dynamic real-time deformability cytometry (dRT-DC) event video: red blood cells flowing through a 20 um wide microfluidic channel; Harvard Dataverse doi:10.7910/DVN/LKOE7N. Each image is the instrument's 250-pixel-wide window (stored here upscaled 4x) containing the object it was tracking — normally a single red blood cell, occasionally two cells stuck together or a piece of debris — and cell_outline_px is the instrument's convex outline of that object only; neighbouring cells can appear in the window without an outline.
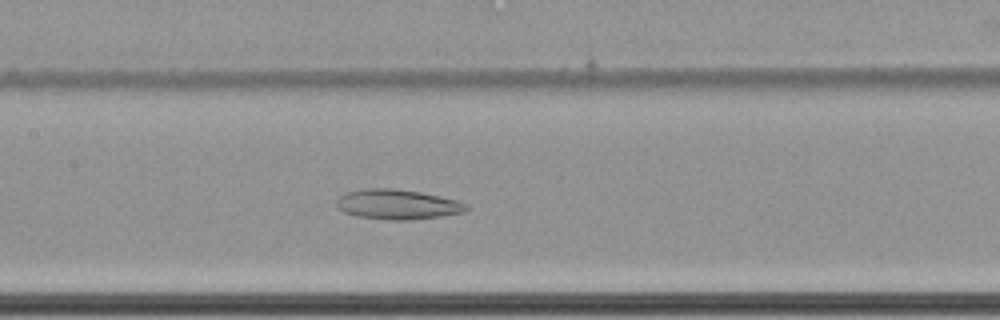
{"species": "common noctule bat (a hibernating species)", "species_latin": "Nyctalus noctula", "temperature_condition": "cold", "stored_images_in_passage": 66, "camera_frame_rate_fps": 3000, "um_per_image_px": 0.085, "animal": {"sex": "female", "body_mass_g": 22.7, "forearm_length_mm": 54.2}, "frame": {"image": 1, "passage_image": 36, "time_ms": 11.667, "image_size_px": [1000, 320], "cell_outline_px": [[468, 208], [464, 212], [440, 216], [408, 220], [392, 220], [356, 216], [344, 212], [336, 208], [336, 200], [340, 196], [348, 192], [364, 188], [392, 188], [420, 192], [440, 196], [456, 200], [468, 204]], "centroid_in_image_um": [33.76, 17.37], "position_along_channel_um": 173.6, "area_um2": 22.6}}
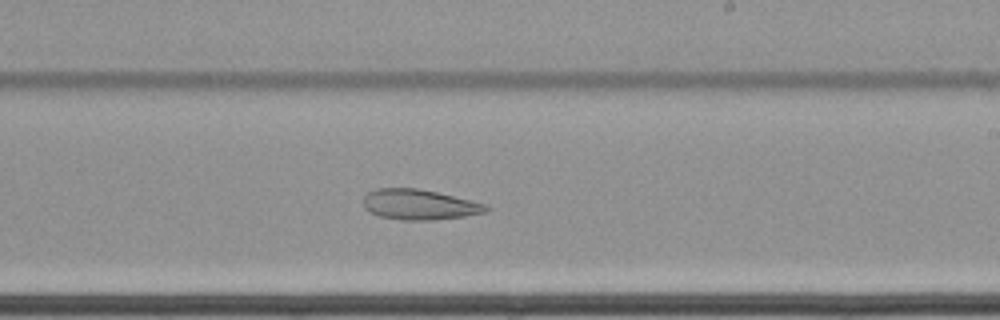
{"frame": {"image": 2, "passage_image": 43, "time_ms": 14.0, "image_size_px": [1000, 320], "cell_outline_px": [[492, 208], [488, 212], [464, 216], [436, 220], [400, 220], [380, 216], [368, 212], [364, 208], [364, 196], [368, 192], [376, 188], [416, 188], [436, 192], [488, 204]], "centroid_in_image_um": [35.67, 17.4], "position_along_channel_um": 253.3, "area_um2": 21.91}}
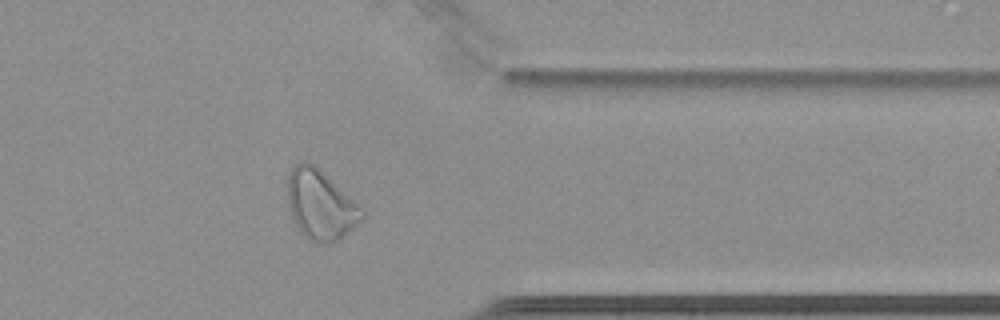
{"frame": {"image": 3, "passage_image": 55, "time_ms": 18.0, "image_size_px": [1000, 320], "cell_outline_px": [[364, 216], [340, 240], [332, 244], [316, 244], [308, 240], [300, 232], [292, 220], [288, 204], [284, 180], [288, 172], [300, 160], [308, 160], [360, 204], [364, 208]], "centroid_in_image_um": [27.19, 17.41], "position_along_channel_um": 384.2, "area_um2": 31.04}}